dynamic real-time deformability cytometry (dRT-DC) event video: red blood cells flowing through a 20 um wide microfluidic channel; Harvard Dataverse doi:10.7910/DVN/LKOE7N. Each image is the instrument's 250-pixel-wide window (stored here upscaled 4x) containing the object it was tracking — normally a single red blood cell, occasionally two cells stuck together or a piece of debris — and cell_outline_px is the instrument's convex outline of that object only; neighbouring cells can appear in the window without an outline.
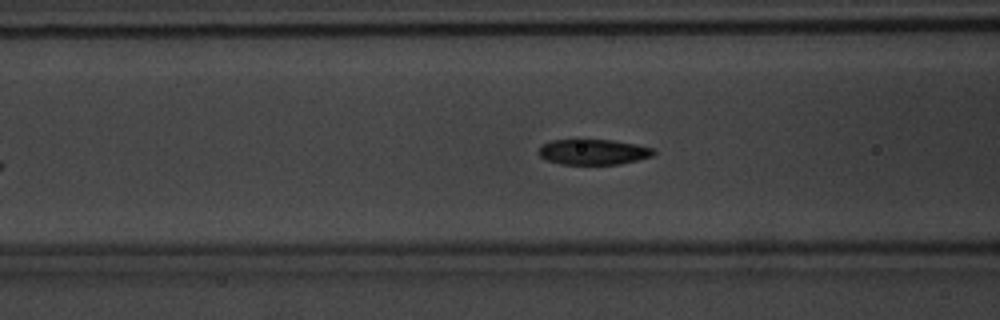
{"species": "common noctule bat (a hibernating species)", "species_latin": "Nyctalus noctula", "temperature_condition": "warm", "stored_images_in_passage": 40, "camera_frame_rate_fps": 3000, "um_per_image_px": 0.085, "animal": {"sex": "male", "body_mass_g": 20.1, "forearm_length_mm": 53.5}, "frame": {"image": 1, "passage_image": 11, "time_ms": 3.333, "image_size_px": [1000, 320], "cell_outline_px": [[656, 152], [652, 156], [620, 164], [560, 164], [548, 160], [540, 156], [540, 148], [548, 140], [576, 136], [580, 136], [612, 140], [636, 144], [652, 148]], "centroid_in_image_um": [50.38, 12.85], "position_along_channel_um": 116.2, "area_um2": 17.8}}
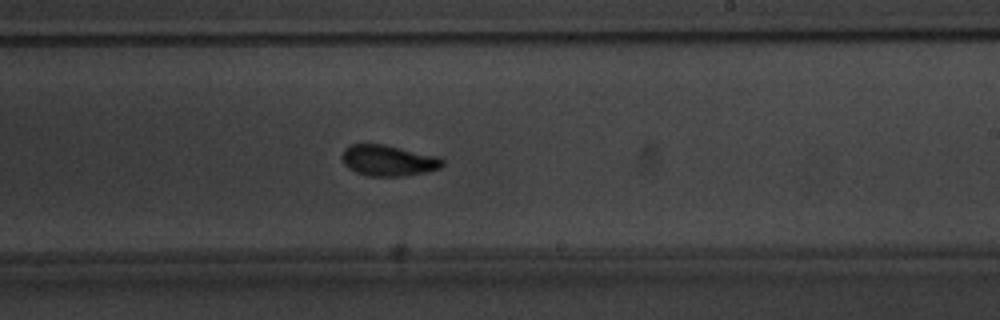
{"frame": {"image": 2, "passage_image": 22, "time_ms": 7.0, "image_size_px": [1000, 320], "cell_outline_px": [[444, 164], [440, 168], [424, 172], [404, 176], [368, 176], [356, 172], [348, 168], [344, 164], [340, 156], [344, 148], [352, 144], [384, 144], [440, 156], [444, 160]], "centroid_in_image_um": [33.0, 13.63], "position_along_channel_um": 256.0, "area_um2": 18.32}}
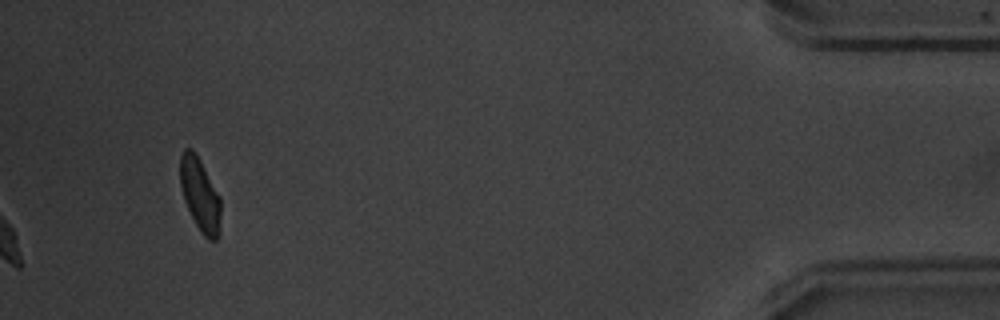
{"frame": {"image": 3, "passage_image": 40, "time_ms": 13.0, "image_size_px": [1000, 320], "cell_outline_px": [[220, 232], [216, 240], [208, 240], [200, 232], [184, 200], [180, 184], [180, 156], [184, 148], [192, 148], [200, 160], [220, 196]], "centroid_in_image_um": [17.0, 16.55], "position_along_channel_um": 418.2, "area_um2": 17.28}, "authors_computed_cell_mechanics": {"area_um2": 17.7157, "velocity_mm_per_s": 3.8119, "shape_relaxation_time_tau1_ms": 2.6692, "shape_relaxation_time_tau2_ms": 1.8719, "deformation_change_tau1": 0.1069, "deformation_change_tau2": 0.0638}}